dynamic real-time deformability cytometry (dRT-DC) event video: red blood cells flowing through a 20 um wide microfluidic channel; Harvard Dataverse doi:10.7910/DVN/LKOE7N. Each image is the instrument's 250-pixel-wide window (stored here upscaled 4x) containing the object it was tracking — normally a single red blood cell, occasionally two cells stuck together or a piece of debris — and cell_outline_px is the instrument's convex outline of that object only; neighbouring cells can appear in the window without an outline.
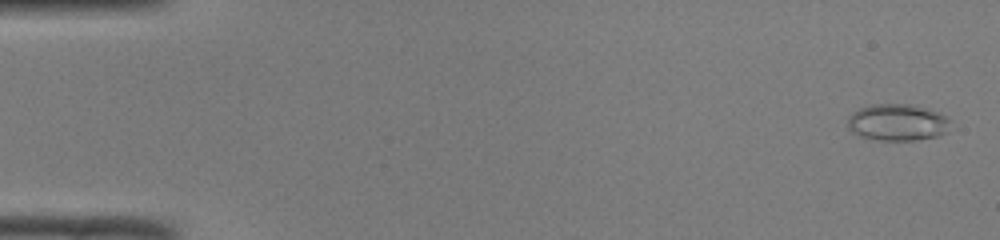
{"species": "common noctule bat (a hibernating species)", "species_latin": "Nyctalus noctula", "temperature_condition": "room temperature", "stored_images_in_passage": 51, "camera_frame_rate_fps": 3000, "um_per_image_px": 0.085, "animal": {"sex": "male", "body_mass_g": 19.0, "forearm_length_mm": 50.8}, "frame": {"image": 1, "passage_image": 2, "time_ms": 0.333, "image_size_px": [1000, 240], "cell_outline_px": [[952, 120], [948, 132], [936, 136], [912, 140], [880, 140], [860, 136], [852, 132], [848, 128], [848, 116], [852, 112], [860, 108], [872, 104], [908, 104], [924, 108], [936, 112]], "centroid_in_image_um": [76.27, 10.4], "position_along_channel_um": 8.7, "area_um2": 21.91}}
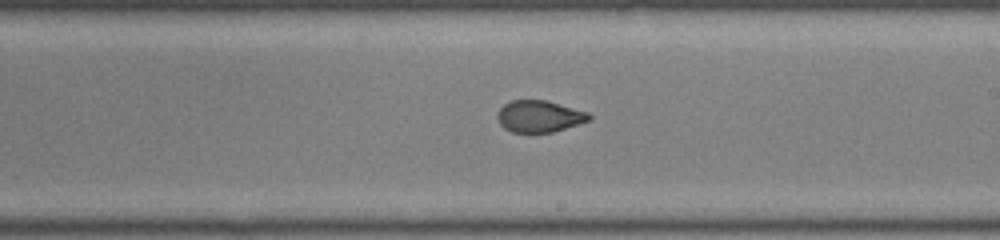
{"frame": {"image": 2, "passage_image": 30, "time_ms": 9.667, "image_size_px": [1000, 240], "cell_outline_px": [[592, 116], [588, 120], [552, 132], [512, 132], [504, 128], [500, 124], [496, 116], [500, 108], [504, 104], [512, 100], [544, 100], [588, 112]], "centroid_in_image_um": [45.79, 9.88], "position_along_channel_um": 243.2, "area_um2": 16.65}}
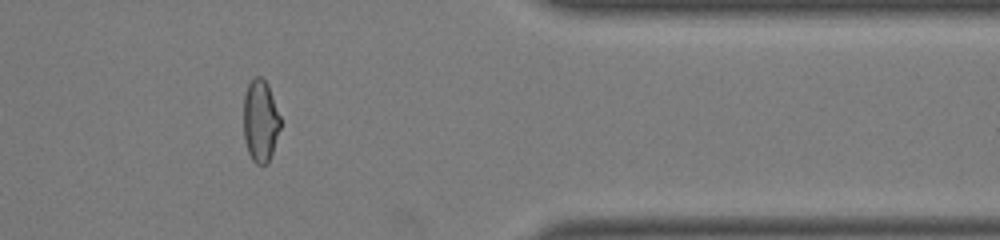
{"frame": {"image": 3, "passage_image": 42, "time_ms": 13.667, "image_size_px": [1000, 240], "cell_outline_px": [[280, 128], [268, 164], [256, 164], [252, 160], [248, 152], [244, 140], [244, 96], [248, 84], [256, 76], [260, 76], [268, 84], [280, 116]], "centroid_in_image_um": [22.13, 10.28], "position_along_channel_um": 389.3, "area_um2": 17.57}, "authors_computed_cell_mechanics": {"area_um2": 18.6116, "velocity_mm_per_s": 4.0828, "shape_relaxation_time_tau1_ms": null, "shape_relaxation_time_tau2_ms": 1.02, "deformation_change_tau1": null, "deformation_change_tau2": 0.0583}}